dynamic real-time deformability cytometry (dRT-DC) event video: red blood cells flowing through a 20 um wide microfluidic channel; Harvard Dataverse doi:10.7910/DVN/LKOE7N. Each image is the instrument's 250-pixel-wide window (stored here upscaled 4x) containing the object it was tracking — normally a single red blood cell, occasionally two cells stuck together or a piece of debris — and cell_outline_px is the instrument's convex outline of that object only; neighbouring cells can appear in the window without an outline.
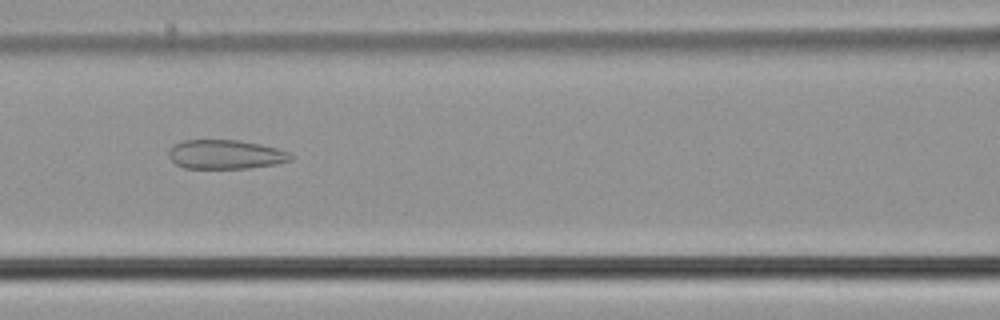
{"species": "common noctule bat (a hibernating species)", "species_latin": "Nyctalus noctula", "temperature_condition": "cold", "stored_images_in_passage": 50, "camera_frame_rate_fps": 3000, "um_per_image_px": 0.085, "animal": {"sex": "male", "body_mass_g": 21.5, "forearm_length_mm": 52.0}, "frame": {"image": 1, "passage_image": 24, "time_ms": 7.667, "image_size_px": [1000, 320], "cell_outline_px": [[292, 160], [276, 164], [248, 168], [184, 168], [176, 164], [168, 156], [168, 152], [172, 144], [184, 140], [240, 140], [260, 144], [276, 148], [288, 152], [292, 156]], "centroid_in_image_um": [19.14, 13.12], "position_along_channel_um": 147.5, "area_um2": 20.75}}
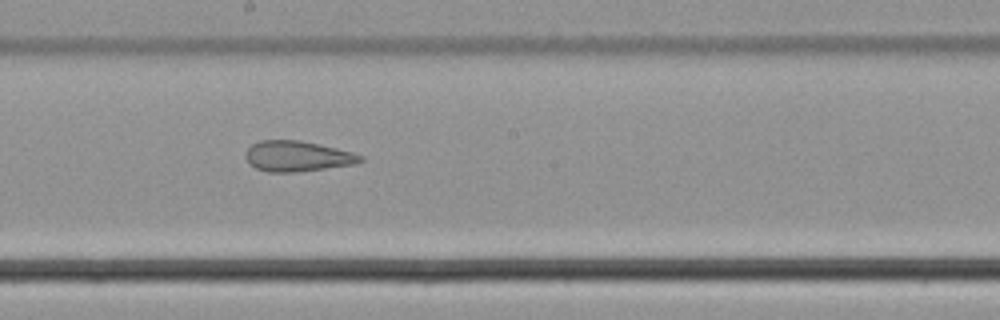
{"frame": {"image": 2, "passage_image": 30, "time_ms": 9.667, "image_size_px": [1000, 320], "cell_outline_px": [[364, 160], [356, 164], [296, 172], [268, 172], [256, 168], [248, 164], [244, 156], [248, 148], [252, 144], [260, 140], [300, 140], [320, 144], [352, 152], [364, 156]], "centroid_in_image_um": [25.26, 13.28], "position_along_channel_um": 222.9, "area_um2": 20.58}}
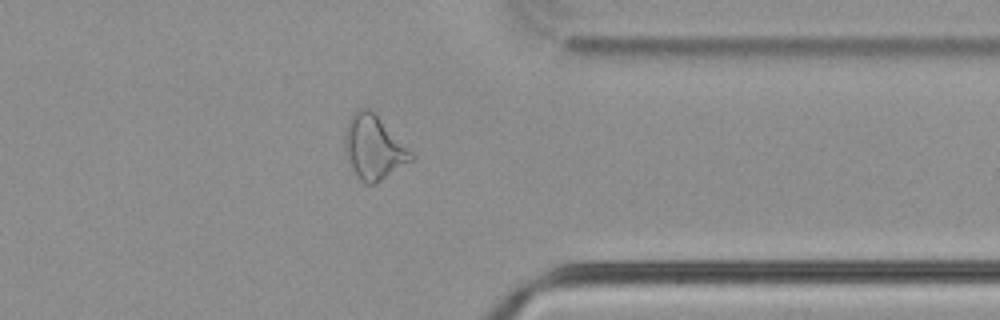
{"frame": {"image": 3, "passage_image": 43, "time_ms": 14.0, "image_size_px": [1000, 320], "cell_outline_px": [[416, 160], [376, 184], [364, 184], [356, 176], [344, 152], [344, 132], [348, 120], [356, 108], [368, 108], [376, 112], [416, 156]], "centroid_in_image_um": [31.79, 12.53], "position_along_channel_um": 379.6, "area_um2": 25.61}}